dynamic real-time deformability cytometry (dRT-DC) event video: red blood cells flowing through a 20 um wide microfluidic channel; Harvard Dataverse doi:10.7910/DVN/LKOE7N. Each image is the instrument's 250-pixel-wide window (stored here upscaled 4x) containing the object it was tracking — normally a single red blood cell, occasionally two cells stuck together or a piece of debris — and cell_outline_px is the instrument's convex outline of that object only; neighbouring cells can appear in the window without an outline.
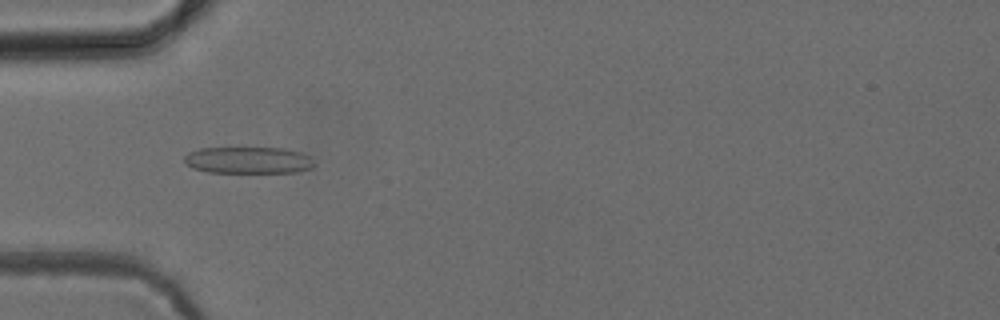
{"species": "common noctule bat (a hibernating species)", "species_latin": "Nyctalus noctula", "temperature_condition": "cold", "stored_images_in_passage": 7, "camera_frame_rate_fps": 3000, "um_per_image_px": 0.085, "animal": {"sex": "female", "body_mass_g": 24.6, "forearm_length_mm": 56.2}, "frame": {"image": 1, "passage_image": 4, "time_ms": 4.333, "image_size_px": [1000, 320], "cell_outline_px": [[316, 164], [312, 168], [296, 172], [208, 172], [192, 168], [184, 164], [184, 156], [188, 152], [200, 148], [284, 148], [300, 152], [308, 156]], "centroid_in_image_um": [21.08, 13.61], "position_along_channel_um": 63.9, "area_um2": 20.29}}
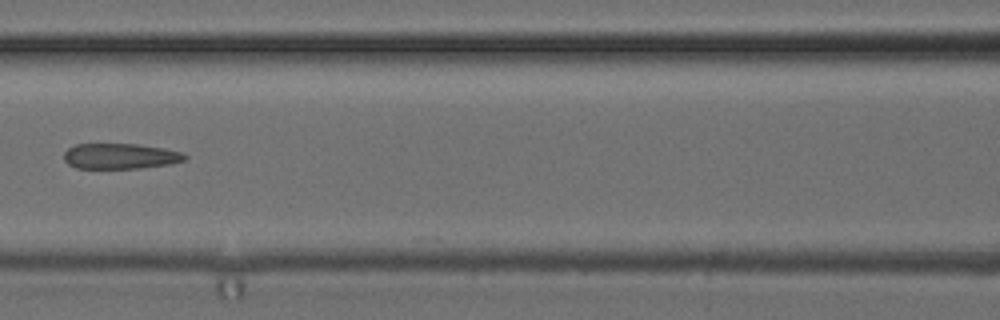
{"frame": {"image": 2, "passage_image": 6, "time_ms": 6.667, "image_size_px": [1000, 320], "cell_outline_px": [[188, 156], [184, 160], [168, 164], [140, 168], [76, 168], [68, 164], [64, 160], [64, 152], [68, 148], [76, 144], [140, 144], [164, 148], [180, 152]], "centroid_in_image_um": [10.19, 13.27], "position_along_channel_um": 156.4, "area_um2": 17.92}}
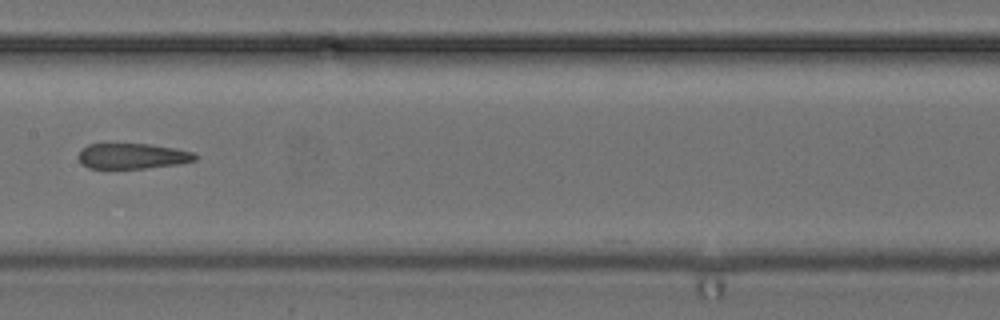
{"frame": {"image": 3, "passage_image": 7, "time_ms": 7.667, "image_size_px": [1000, 320], "cell_outline_px": [[200, 156], [196, 160], [176, 164], [144, 168], [88, 168], [80, 164], [76, 156], [80, 148], [88, 144], [148, 144], [176, 148], [192, 152]], "centroid_in_image_um": [11.2, 13.26], "position_along_channel_um": 196.2, "area_um2": 17.51}}